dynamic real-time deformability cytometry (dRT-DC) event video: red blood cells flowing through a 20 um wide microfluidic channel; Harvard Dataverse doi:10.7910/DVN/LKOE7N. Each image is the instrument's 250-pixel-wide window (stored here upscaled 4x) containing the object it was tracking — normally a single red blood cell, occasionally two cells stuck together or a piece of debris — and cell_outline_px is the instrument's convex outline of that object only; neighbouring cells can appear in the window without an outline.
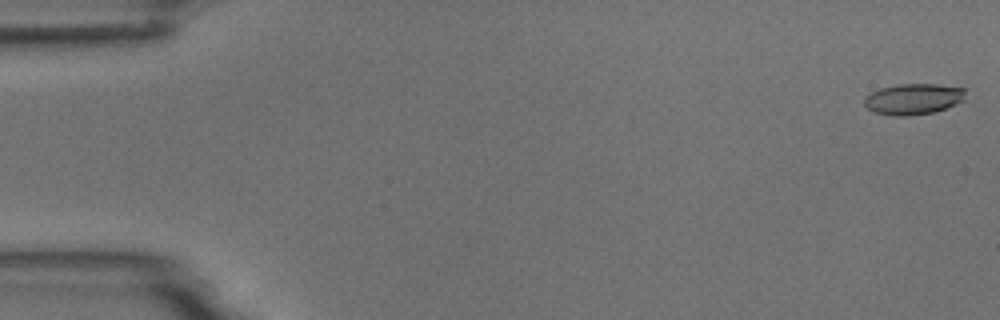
{"species": "common noctule bat (a hibernating species)", "species_latin": "Nyctalus noctula", "temperature_condition": "room temperature", "stored_images_in_passage": 6, "camera_frame_rate_fps": 3000, "um_per_image_px": 0.085, "animal": {"sex": "male", "body_mass_g": 18.8}, "frame": {"image": 1, "passage_image": 1, "time_ms": 0.0, "image_size_px": [1000, 320], "cell_outline_px": [[968, 88], [964, 100], [956, 104], [936, 112], [908, 116], [892, 116], [876, 112], [868, 108], [864, 104], [864, 100], [872, 92], [880, 88], [900, 84], [936, 84]], "centroid_in_image_um": [77.7, 8.41], "position_along_channel_um": 7.3, "area_um2": 18.38}}
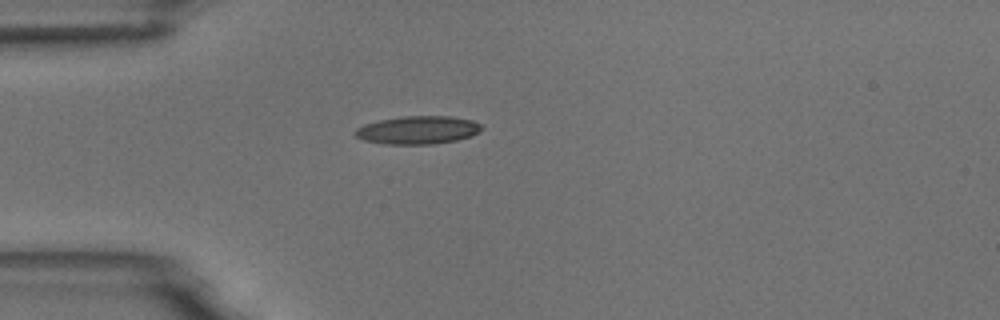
{"frame": {"image": 2, "passage_image": 5, "time_ms": 4.667, "image_size_px": [1000, 320], "cell_outline_px": [[484, 128], [480, 132], [472, 136], [456, 140], [436, 144], [384, 144], [364, 140], [356, 136], [352, 132], [356, 128], [364, 124], [380, 120], [404, 116], [448, 116], [472, 120], [480, 124]], "centroid_in_image_um": [35.53, 11.06], "position_along_channel_um": 49.5, "area_um2": 20.81}}